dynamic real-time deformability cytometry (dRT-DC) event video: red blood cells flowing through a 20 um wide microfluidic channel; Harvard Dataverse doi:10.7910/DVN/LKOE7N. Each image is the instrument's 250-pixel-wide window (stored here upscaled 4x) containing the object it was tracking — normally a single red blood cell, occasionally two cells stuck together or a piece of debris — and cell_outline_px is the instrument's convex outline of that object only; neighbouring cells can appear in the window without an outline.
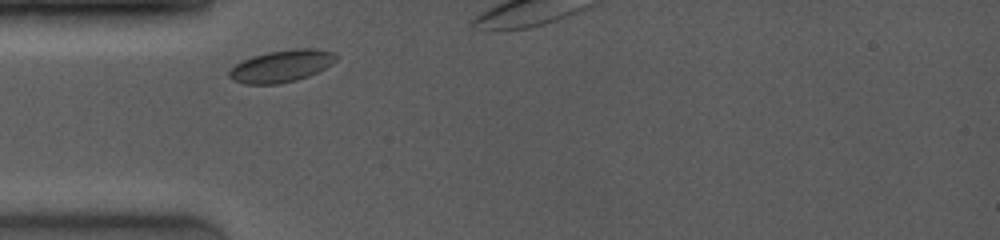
{"species": "common noctule bat (a hibernating species)", "species_latin": "Nyctalus noctula", "temperature_condition": "room temperature", "stored_images_in_passage": 3, "camera_frame_rate_fps": 4000, "um_per_image_px": 0.085, "animal": {"sex": "female", "body_mass_g": 19.0, "forearm_length_mm": 53.3}, "frame": {"image": 1, "passage_image": 1, "time_ms": 0.0, "image_size_px": [1000, 240], "cell_outline_px": [[336, 60], [332, 64], [308, 76], [296, 80], [276, 84], [244, 84], [232, 80], [228, 76], [228, 72], [236, 64], [252, 56], [268, 52], [296, 48], [316, 48], [332, 52], [336, 56]], "centroid_in_image_um": [23.91, 5.61], "position_along_channel_um": 61.1, "area_um2": 19.83}}